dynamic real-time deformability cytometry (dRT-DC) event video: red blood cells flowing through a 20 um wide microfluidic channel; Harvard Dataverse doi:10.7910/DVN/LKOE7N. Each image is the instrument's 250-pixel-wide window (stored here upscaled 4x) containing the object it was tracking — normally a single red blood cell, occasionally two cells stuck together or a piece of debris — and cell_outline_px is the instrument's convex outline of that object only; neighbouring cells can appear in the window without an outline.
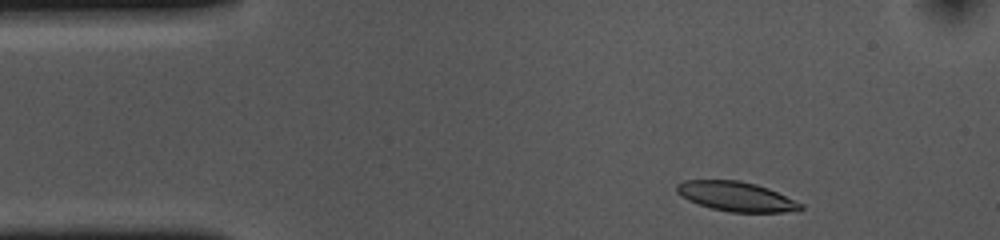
{"species": "common noctule bat (a hibernating species)", "species_latin": "Nyctalus noctula", "temperature_condition": "cold", "stored_images_in_passage": 39, "camera_frame_rate_fps": 3000, "um_per_image_px": 0.085, "animal": {"sex": "female", "body_mass_g": 10.0, "forearm_length_mm": 53.1}, "frame": {"image": 1, "passage_image": 2, "time_ms": 0.333, "image_size_px": [1000, 240], "cell_outline_px": [[804, 208], [784, 212], [728, 212], [712, 208], [688, 200], [676, 192], [676, 184], [684, 180], [740, 180], [756, 184], [768, 188], [804, 204]], "centroid_in_image_um": [62.57, 16.69], "position_along_channel_um": 22.4, "area_um2": 21.27}}
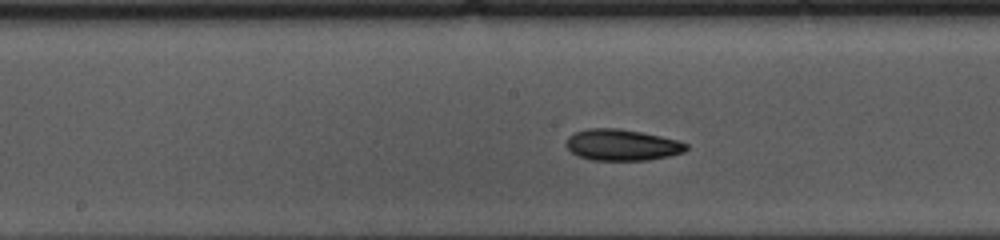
{"frame": {"image": 2, "passage_image": 21, "time_ms": 6.667, "image_size_px": [1000, 240], "cell_outline_px": [[688, 148], [684, 152], [668, 156], [648, 160], [592, 160], [576, 156], [564, 144], [568, 136], [576, 132], [588, 128], [616, 128], [640, 132], [680, 140], [688, 144]], "centroid_in_image_um": [52.86, 12.32], "position_along_channel_um": 195.3, "area_um2": 21.96}}
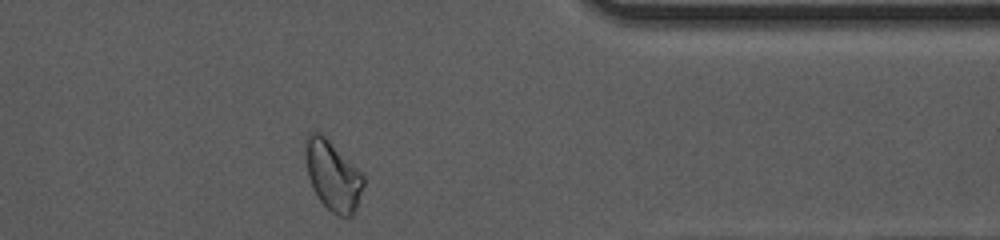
{"frame": {"image": 3, "passage_image": 38, "time_ms": 12.333, "image_size_px": [1000, 240], "cell_outline_px": [[364, 184], [356, 208], [352, 216], [340, 216], [332, 212], [316, 196], [312, 188], [308, 176], [304, 140], [304, 136], [308, 132], [320, 132], [364, 176]], "centroid_in_image_um": [28.25, 14.92], "position_along_channel_um": 383.1, "area_um2": 23.24}, "authors_computed_cell_mechanics": {"area_um2": 21.964, "velocity_mm_per_s": 3.6446, "shape_relaxation_time_tau1_ms": 4.1128, "shape_relaxation_time_tau2_ms": 4.5291, "deformation_change_tau1": 0.12, "deformation_change_tau2": 0.0853}}